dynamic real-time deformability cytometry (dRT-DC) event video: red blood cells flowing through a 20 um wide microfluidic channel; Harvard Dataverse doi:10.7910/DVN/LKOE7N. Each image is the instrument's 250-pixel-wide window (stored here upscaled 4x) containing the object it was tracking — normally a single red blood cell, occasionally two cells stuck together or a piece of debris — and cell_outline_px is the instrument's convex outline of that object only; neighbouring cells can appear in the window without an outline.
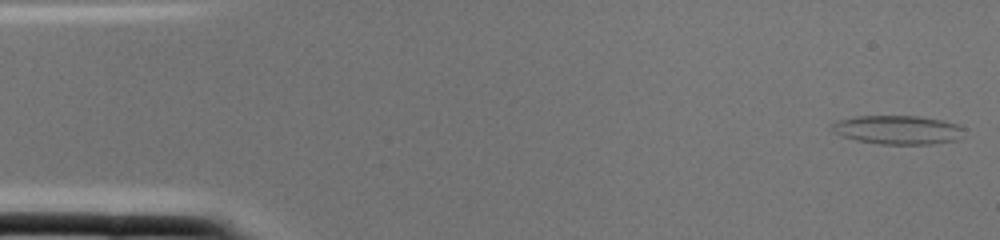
{"species": "common noctule bat (a hibernating species)", "species_latin": "Nyctalus noctula", "temperature_condition": "cold", "stored_images_in_passage": 2, "camera_frame_rate_fps": 3000, "um_per_image_px": 0.085, "animal": {"sex": "female", "body_mass_g": 22.0, "forearm_length_mm": 56.7}, "frame": {"image": 1, "passage_image": 1, "time_ms": 0.0, "image_size_px": [1000, 240], "cell_outline_px": [[964, 128], [960, 140], [932, 144], [880, 144], [856, 140], [844, 136], [836, 132], [828, 124], [836, 120], [856, 116], [920, 116], [944, 120], [956, 124]], "centroid_in_image_um": [76.33, 11.03], "position_along_channel_um": 8.7, "area_um2": 22.37}}
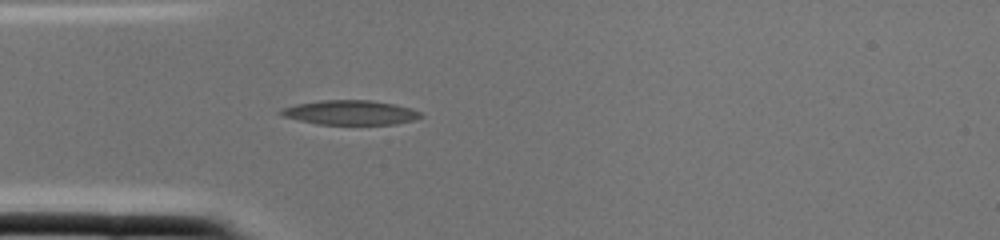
{"frame": {"image": 2, "passage_image": 2, "time_ms": 0.333, "image_size_px": [1000, 240], "cell_outline_px": [[424, 116], [412, 120], [396, 124], [316, 124], [280, 116], [276, 112], [280, 108], [296, 104], [320, 100], [368, 100], [392, 104], [412, 108], [420, 112]], "centroid_in_image_um": [29.7, 9.56], "position_along_channel_um": 55.3, "area_um2": 20.06}}